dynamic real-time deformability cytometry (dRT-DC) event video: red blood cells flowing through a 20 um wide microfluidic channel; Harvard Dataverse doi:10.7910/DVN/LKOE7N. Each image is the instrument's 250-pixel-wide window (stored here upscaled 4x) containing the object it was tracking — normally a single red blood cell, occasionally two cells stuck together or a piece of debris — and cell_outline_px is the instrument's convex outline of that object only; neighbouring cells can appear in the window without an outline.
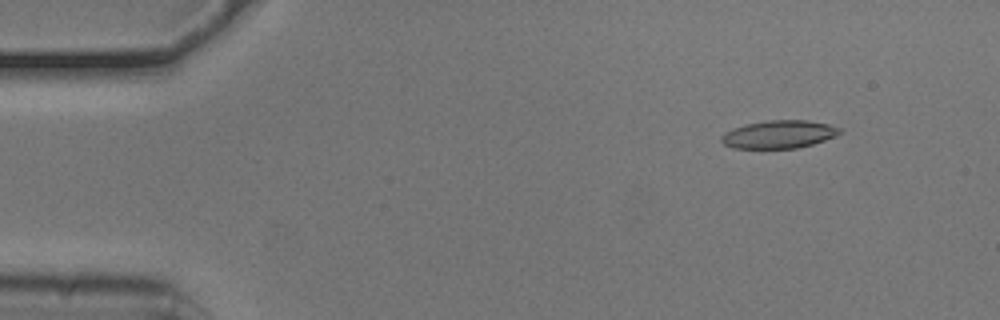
{"species": "common noctule bat (a hibernating species)", "species_latin": "Nyctalus noctula", "temperature_condition": "cold", "stored_images_in_passage": 7, "camera_frame_rate_fps": 3000, "um_per_image_px": 0.085, "animal": {"sex": "male", "body_mass_g": 20.5, "forearm_length_mm": 52.5}, "frame": {"image": 1, "passage_image": 1, "time_ms": 0.0, "image_size_px": [1000, 320], "cell_outline_px": [[844, 132], [836, 136], [812, 144], [796, 148], [732, 148], [724, 144], [720, 140], [720, 136], [724, 132], [732, 128], [748, 124], [768, 120], [808, 120], [828, 124], [840, 128]], "centroid_in_image_um": [66.21, 11.42], "position_along_channel_um": 18.8, "area_um2": 19.31}}